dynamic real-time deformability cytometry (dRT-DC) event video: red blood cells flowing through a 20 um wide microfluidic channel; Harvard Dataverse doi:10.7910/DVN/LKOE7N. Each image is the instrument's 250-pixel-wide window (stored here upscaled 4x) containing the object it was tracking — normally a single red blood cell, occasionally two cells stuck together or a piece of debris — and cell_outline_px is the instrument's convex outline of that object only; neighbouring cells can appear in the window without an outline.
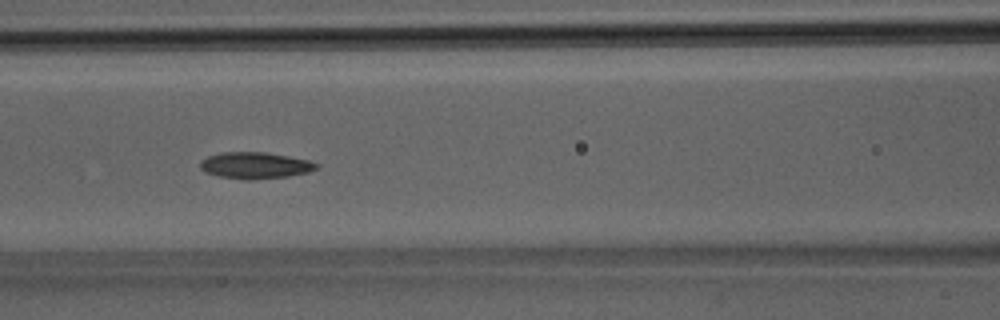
{"species": "Egyptian fruit bat (a non-hibernating species)", "species_latin": "Rousettus aegyptiacus", "temperature_condition": "room temperature", "stored_images_in_passage": 32, "camera_frame_rate_fps": 3000, "um_per_image_px": 0.085, "animal": {"sex": "male"}, "frame": {"image": 1, "passage_image": 11, "time_ms": 3.333, "image_size_px": [1000, 320], "cell_outline_px": [[320, 168], [308, 172], [288, 176], [248, 180], [216, 176], [204, 172], [200, 168], [200, 160], [208, 156], [220, 152], [264, 152], [288, 156], [308, 160], [320, 164]], "centroid_in_image_um": [21.67, 14.06], "position_along_channel_um": 144.9, "area_um2": 18.09}}
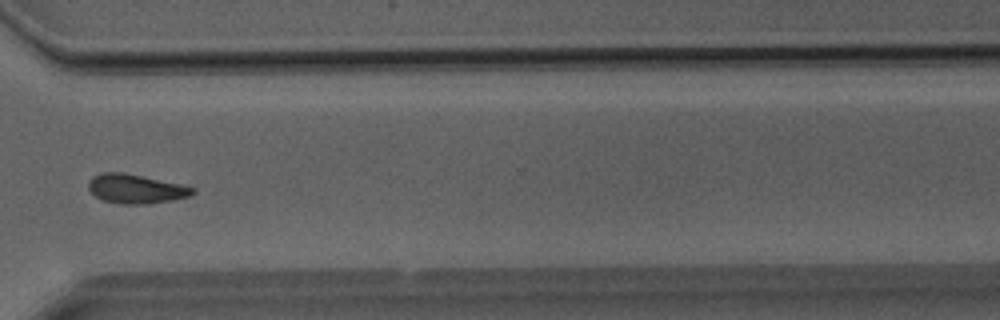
{"frame": {"image": 2, "passage_image": 23, "time_ms": 7.333, "image_size_px": [1000, 320], "cell_outline_px": [[196, 192], [188, 196], [172, 200], [148, 204], [120, 204], [104, 200], [96, 196], [88, 188], [88, 184], [92, 176], [104, 172], [124, 172], [180, 184], [196, 188]], "centroid_in_image_um": [11.55, 16.05], "position_along_channel_um": 359.1, "area_um2": 17.63}}
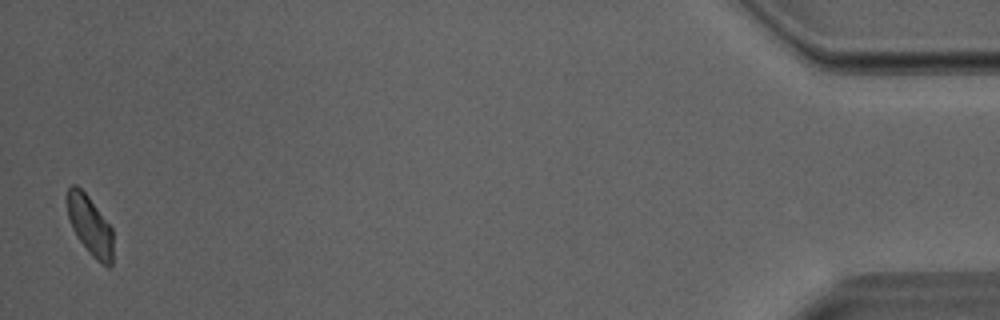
{"frame": {"image": 3, "passage_image": 32, "time_ms": 10.333, "image_size_px": [1000, 320], "cell_outline_px": [[112, 264], [108, 268], [96, 260], [88, 252], [76, 236], [72, 228], [68, 216], [64, 200], [68, 188], [72, 184], [76, 184], [88, 196], [112, 228]], "centroid_in_image_um": [7.6, 19.15], "position_along_channel_um": 427.6, "area_um2": 16.13}}